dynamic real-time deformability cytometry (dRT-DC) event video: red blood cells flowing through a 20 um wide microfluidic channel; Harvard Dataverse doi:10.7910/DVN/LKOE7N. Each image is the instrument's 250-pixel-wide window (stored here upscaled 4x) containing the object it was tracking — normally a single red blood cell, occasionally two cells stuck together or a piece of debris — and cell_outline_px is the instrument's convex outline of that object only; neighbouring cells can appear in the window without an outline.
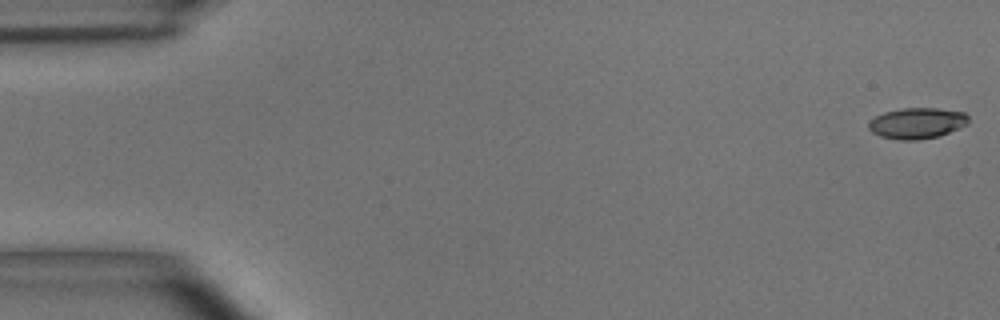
{"species": "common noctule bat (a hibernating species)", "species_latin": "Nyctalus noctula", "temperature_condition": "room temperature", "stored_images_in_passage": 48, "camera_frame_rate_fps": 3000, "um_per_image_px": 0.085, "animal": {"sex": "male", "body_mass_g": 15.6}, "frame": {"image": 1, "passage_image": 1, "time_ms": 0.0, "image_size_px": [1000, 320], "cell_outline_px": [[968, 124], [940, 136], [916, 140], [896, 140], [880, 136], [872, 132], [868, 128], [868, 124], [876, 116], [884, 112], [900, 108], [936, 108], [964, 112], [968, 116]], "centroid_in_image_um": [77.94, 10.47], "position_along_channel_um": 7.1, "area_um2": 18.03}}
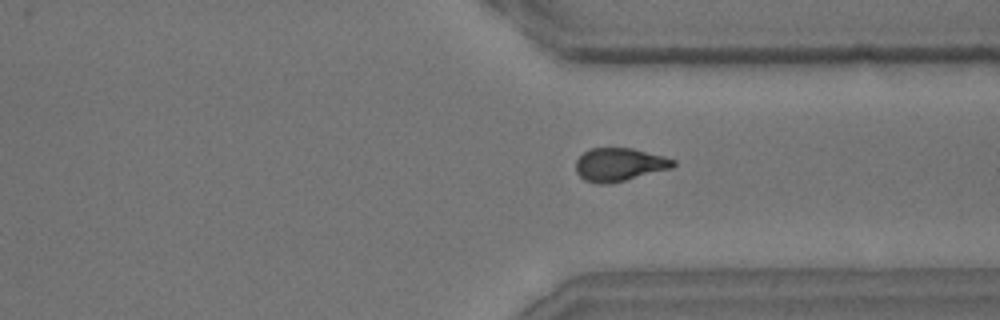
{"frame": {"image": 2, "passage_image": 41, "time_ms": 13.333, "image_size_px": [1000, 320], "cell_outline_px": [[676, 164], [672, 168], [608, 184], [596, 184], [584, 180], [576, 172], [576, 160], [584, 152], [592, 148], [632, 148], [664, 156], [676, 160]], "centroid_in_image_um": [52.64, 13.99], "position_along_channel_um": 358.8, "area_um2": 18.79}}
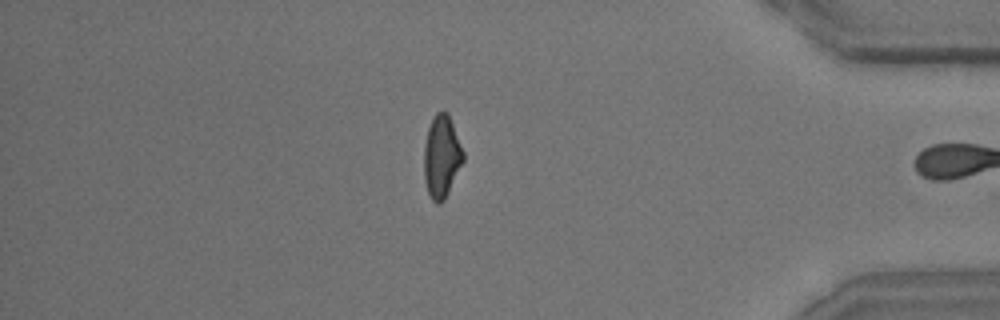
{"frame": {"image": 3, "passage_image": 47, "time_ms": 15.333, "image_size_px": [1000, 320], "cell_outline_px": [[464, 160], [444, 200], [440, 204], [436, 204], [432, 200], [428, 192], [424, 180], [424, 148], [428, 128], [436, 112], [448, 112], [464, 152]], "centroid_in_image_um": [37.54, 13.32], "position_along_channel_um": 397.7, "area_um2": 18.73}, "authors_computed_cell_mechanics": {"area_um2": 18.8428, "velocity_mm_per_s": 3.6631, "shape_relaxation_time_tau1_ms": 4.0472, "shape_relaxation_time_tau2_ms": 2.6244, "deformation_change_tau1": 0.1641, "deformation_change_tau2": 0.0919}}